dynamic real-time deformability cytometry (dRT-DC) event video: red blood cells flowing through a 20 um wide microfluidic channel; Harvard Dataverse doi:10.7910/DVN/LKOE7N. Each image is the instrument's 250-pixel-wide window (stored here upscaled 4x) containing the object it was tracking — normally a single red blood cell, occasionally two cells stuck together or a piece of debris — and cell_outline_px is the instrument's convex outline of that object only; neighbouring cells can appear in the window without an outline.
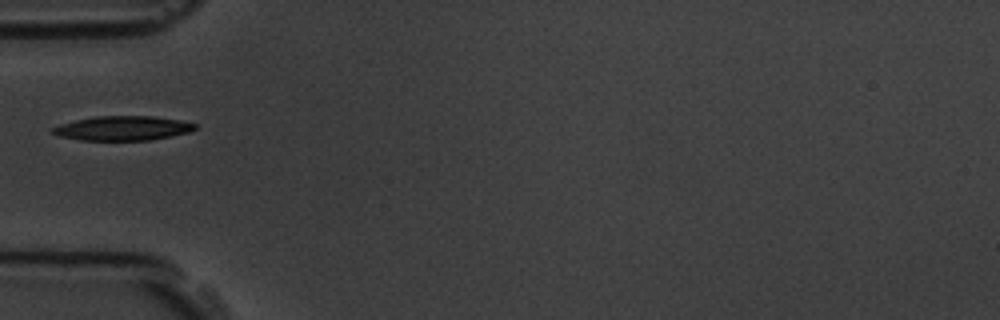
{"species": "common noctule bat (a hibernating species)", "species_latin": "Nyctalus noctula", "temperature_condition": "room temperature", "stored_images_in_passage": 5, "camera_frame_rate_fps": 3000, "um_per_image_px": 0.085, "animal": {"sex": "male", "body_mass_g": 19.5, "forearm_length_mm": 54.6}, "frame": {"image": 1, "passage_image": 5, "time_ms": 5.333, "image_size_px": [1000, 320], "cell_outline_px": [[196, 128], [188, 132], [172, 136], [148, 140], [80, 140], [60, 136], [52, 132], [52, 128], [60, 124], [92, 116], [152, 116], [180, 120], [196, 124]], "centroid_in_image_um": [10.42, 10.89], "position_along_channel_um": 74.6, "area_um2": 20.11}}